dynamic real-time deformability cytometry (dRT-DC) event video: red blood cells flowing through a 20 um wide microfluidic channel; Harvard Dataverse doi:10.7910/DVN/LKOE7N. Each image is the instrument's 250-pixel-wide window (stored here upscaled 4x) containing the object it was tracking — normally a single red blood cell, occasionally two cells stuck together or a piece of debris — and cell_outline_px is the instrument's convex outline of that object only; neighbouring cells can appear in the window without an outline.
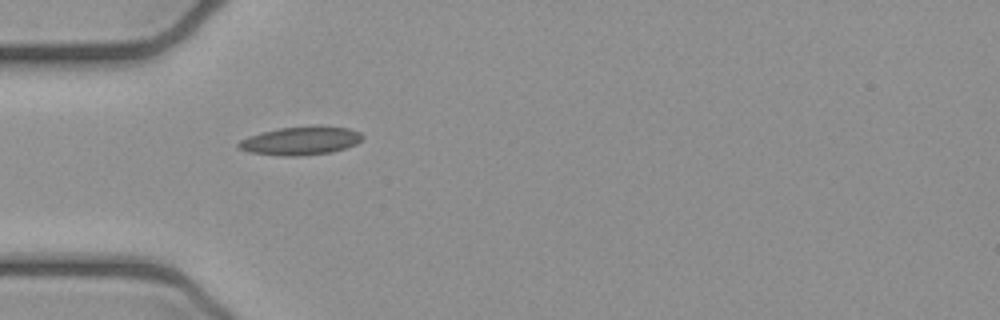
{"species": "common noctule bat (a hibernating species)", "species_latin": "Nyctalus noctula", "temperature_condition": "cold", "stored_images_in_passage": 5, "camera_frame_rate_fps": 3000, "um_per_image_px": 0.085, "animal": {"sex": "female", "body_mass_g": 21.9}, "frame": {"image": 1, "passage_image": 4, "time_ms": 1.0, "image_size_px": [1000, 320], "cell_outline_px": [[364, 136], [356, 144], [332, 152], [300, 156], [284, 156], [248, 152], [236, 148], [236, 144], [240, 140], [248, 136], [280, 128], [348, 128], [360, 132]], "centroid_in_image_um": [25.49, 12.01], "position_along_channel_um": 59.5, "area_um2": 19.83}}
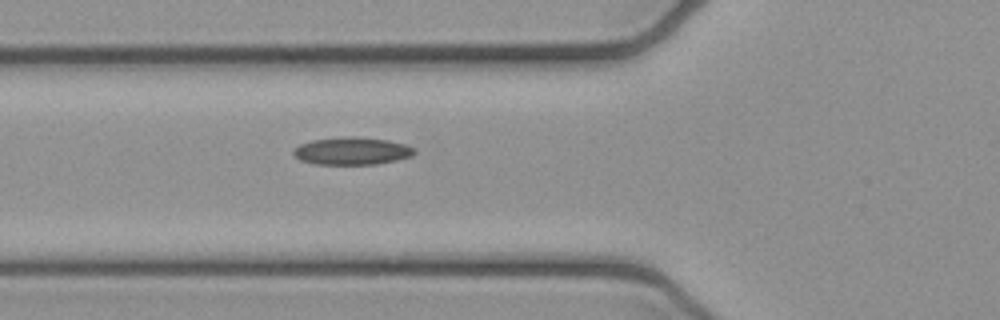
{"frame": {"image": 2, "passage_image": 5, "time_ms": 1.333, "image_size_px": [1000, 320], "cell_outline_px": [[416, 152], [412, 156], [396, 160], [376, 164], [316, 164], [300, 160], [292, 152], [292, 148], [300, 144], [312, 140], [348, 136], [352, 136], [388, 140], [404, 144], [416, 148]], "centroid_in_image_um": [29.91, 12.83], "position_along_channel_um": 95.9, "area_um2": 19.42}}